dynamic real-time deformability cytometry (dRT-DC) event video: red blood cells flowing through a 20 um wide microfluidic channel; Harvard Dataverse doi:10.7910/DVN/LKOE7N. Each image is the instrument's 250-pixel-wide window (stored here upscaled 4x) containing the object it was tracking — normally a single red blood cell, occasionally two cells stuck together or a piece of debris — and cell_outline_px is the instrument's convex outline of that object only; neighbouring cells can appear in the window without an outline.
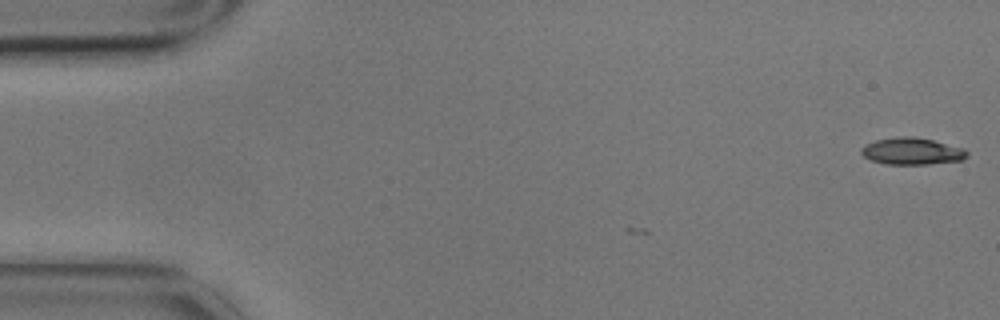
{"species": "common noctule bat (a hibernating species)", "species_latin": "Nyctalus noctula", "temperature_condition": "cold", "stored_images_in_passage": 3, "camera_frame_rate_fps": 3000, "um_per_image_px": 0.085, "animal": {"sex": "male", "body_mass_g": 17.9}, "frame": {"image": 1, "passage_image": 1, "time_ms": 0.0, "image_size_px": [1000, 320], "cell_outline_px": [[968, 156], [964, 160], [928, 164], [884, 164], [872, 160], [864, 156], [860, 152], [860, 148], [876, 140], [900, 136], [912, 136], [932, 140], [964, 148], [968, 152]], "centroid_in_image_um": [77.54, 12.86], "position_along_channel_um": 7.5, "area_um2": 16.53}}